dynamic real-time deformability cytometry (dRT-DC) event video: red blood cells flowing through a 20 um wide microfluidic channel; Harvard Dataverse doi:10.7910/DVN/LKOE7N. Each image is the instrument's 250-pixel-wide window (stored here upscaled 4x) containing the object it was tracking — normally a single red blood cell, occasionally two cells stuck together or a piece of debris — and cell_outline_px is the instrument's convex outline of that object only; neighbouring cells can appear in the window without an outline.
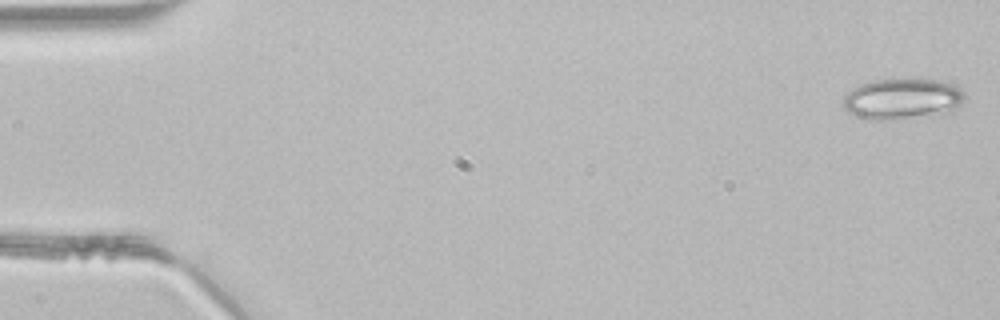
{"species": "common noctule bat (a hibernating species)", "species_latin": "Nyctalus noctula", "temperature_condition": "room temperature", "stored_images_in_passage": 46, "camera_frame_rate_fps": 3000, "um_per_image_px": 0.085, "animal": {"sex": "male", "body_mass_g": 21.5, "forearm_length_mm": 52.0}, "frame": {"image": 1, "passage_image": 1, "time_ms": 0.0, "image_size_px": [1000, 320], "cell_outline_px": [[964, 100], [952, 112], [896, 120], [868, 120], [856, 116], [848, 112], [844, 108], [844, 96], [852, 88], [860, 84], [872, 80], [892, 76], [904, 76], [936, 80], [948, 84], [964, 92]], "centroid_in_image_um": [76.65, 8.37], "position_along_channel_um": 8.4, "area_um2": 29.82}}
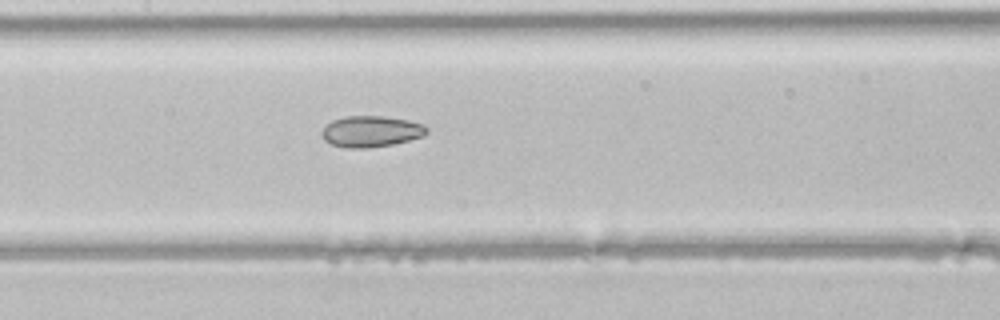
{"frame": {"image": 2, "passage_image": 22, "time_ms": 7.0, "image_size_px": [1000, 320], "cell_outline_px": [[428, 132], [424, 136], [392, 144], [368, 148], [344, 148], [332, 144], [324, 140], [320, 132], [332, 120], [344, 116], [384, 116], [408, 120], [424, 124], [428, 128]], "centroid_in_image_um": [31.54, 11.17], "position_along_channel_um": 175.9, "area_um2": 19.13}}
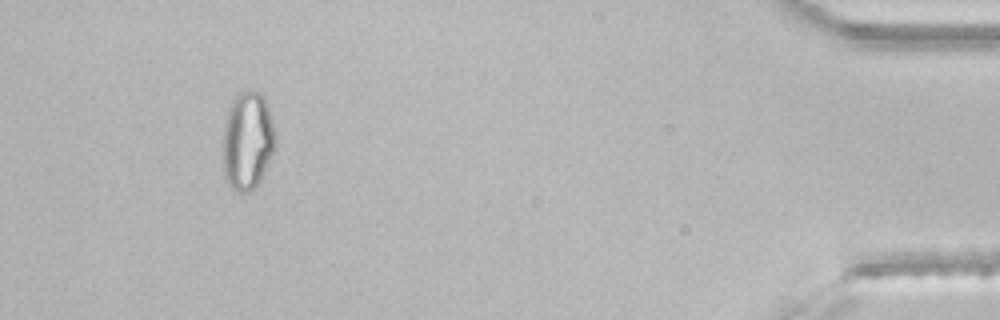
{"frame": {"image": 3, "passage_image": 43, "time_ms": 14.0, "image_size_px": [1000, 320], "cell_outline_px": [[276, 144], [268, 164], [256, 188], [248, 192], [240, 192], [232, 188], [228, 184], [224, 176], [220, 156], [224, 124], [228, 108], [232, 100], [240, 92], [248, 88], [260, 92], [264, 96], [268, 108], [276, 136]], "centroid_in_image_um": [21.0, 11.96], "position_along_channel_um": 414.2, "area_um2": 30.92}}